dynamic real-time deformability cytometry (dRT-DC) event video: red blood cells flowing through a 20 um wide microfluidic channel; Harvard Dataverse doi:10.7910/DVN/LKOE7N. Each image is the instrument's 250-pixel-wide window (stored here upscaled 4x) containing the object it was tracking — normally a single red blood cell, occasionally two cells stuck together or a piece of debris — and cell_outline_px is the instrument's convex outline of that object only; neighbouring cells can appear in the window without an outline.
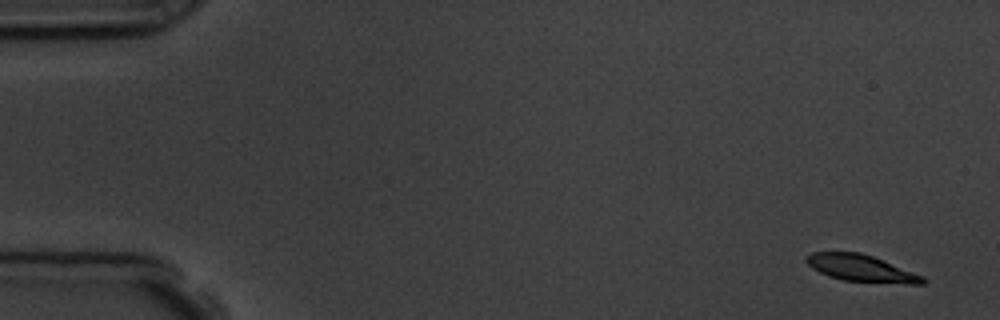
{"species": "common noctule bat (a hibernating species)", "species_latin": "Nyctalus noctula", "temperature_condition": "room temperature", "stored_images_in_passage": 5, "camera_frame_rate_fps": 3000, "um_per_image_px": 0.085, "animal": {"sex": "male", "body_mass_g": 19.5, "forearm_length_mm": 54.6}, "frame": {"image": 1, "passage_image": 1, "time_ms": 0.0, "image_size_px": [1000, 320], "cell_outline_px": [[928, 280], [924, 284], [908, 284], [844, 280], [828, 276], [812, 268], [804, 260], [804, 256], [812, 252], [860, 252], [872, 256], [924, 276]], "centroid_in_image_um": [73.2, 22.8], "position_along_channel_um": 11.8, "area_um2": 18.15}}
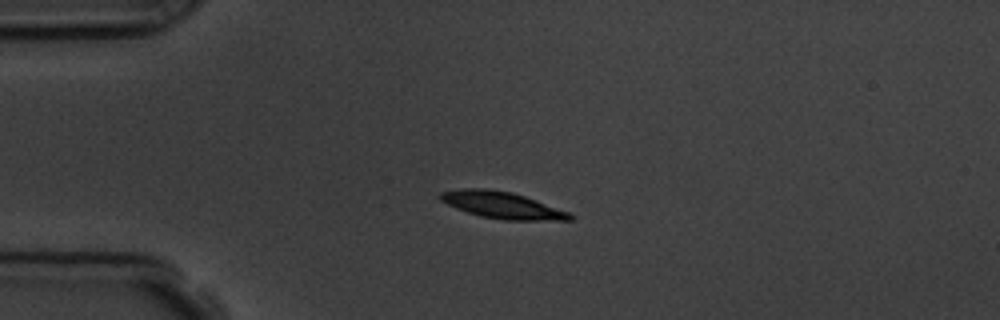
{"frame": {"image": 2, "passage_image": 4, "time_ms": 3.667, "image_size_px": [1000, 320], "cell_outline_px": [[576, 216], [572, 220], [504, 220], [480, 216], [456, 208], [440, 200], [436, 196], [440, 192], [464, 188], [484, 188], [512, 192], [536, 200], [568, 212]], "centroid_in_image_um": [42.66, 17.43], "position_along_channel_um": 42.3, "area_um2": 20.11}}